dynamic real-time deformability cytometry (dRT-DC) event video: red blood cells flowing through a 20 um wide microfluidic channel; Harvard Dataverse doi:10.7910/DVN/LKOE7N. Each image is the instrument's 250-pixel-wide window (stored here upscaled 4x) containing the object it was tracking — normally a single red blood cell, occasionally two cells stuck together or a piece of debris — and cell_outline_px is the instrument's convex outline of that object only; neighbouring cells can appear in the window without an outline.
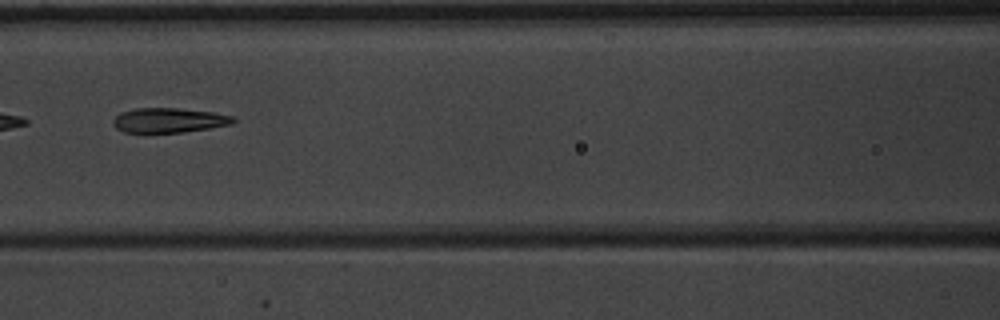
{"species": "common noctule bat (a hibernating species)", "species_latin": "Nyctalus noctula", "temperature_condition": "warm", "stored_images_in_passage": 12, "camera_frame_rate_fps": 3000, "um_per_image_px": 0.085, "animal": {"sex": "male", "body_mass_g": 20.1, "forearm_length_mm": 53.5}, "frame": {"image": 1, "passage_image": 7, "time_ms": 2.0, "image_size_px": [1000, 320], "cell_outline_px": [[236, 120], [232, 124], [184, 132], [124, 132], [116, 128], [112, 124], [112, 120], [120, 112], [136, 108], [176, 108], [212, 112], [232, 116]], "centroid_in_image_um": [14.33, 10.22], "position_along_channel_um": 152.3, "area_um2": 17.17}}
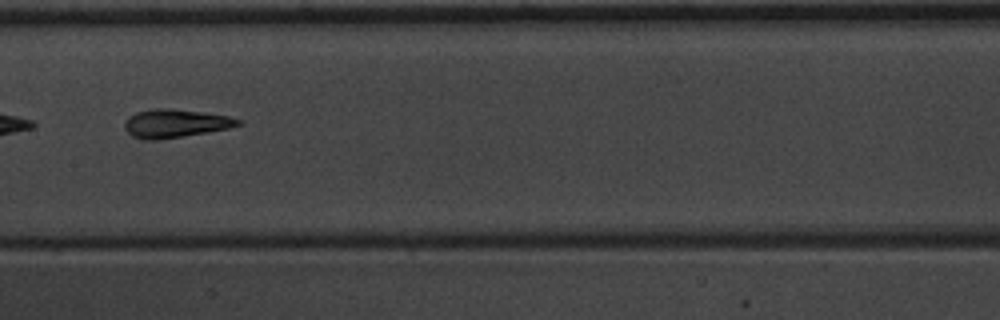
{"frame": {"image": 2, "passage_image": 10, "time_ms": 3.0, "image_size_px": [1000, 320], "cell_outline_px": [[244, 124], [228, 128], [180, 136], [152, 140], [144, 140], [132, 136], [124, 128], [124, 124], [128, 116], [136, 112], [152, 108], [168, 108], [200, 112], [228, 116], [240, 120]], "centroid_in_image_um": [14.85, 10.48], "position_along_channel_um": 192.5, "area_um2": 18.44}}